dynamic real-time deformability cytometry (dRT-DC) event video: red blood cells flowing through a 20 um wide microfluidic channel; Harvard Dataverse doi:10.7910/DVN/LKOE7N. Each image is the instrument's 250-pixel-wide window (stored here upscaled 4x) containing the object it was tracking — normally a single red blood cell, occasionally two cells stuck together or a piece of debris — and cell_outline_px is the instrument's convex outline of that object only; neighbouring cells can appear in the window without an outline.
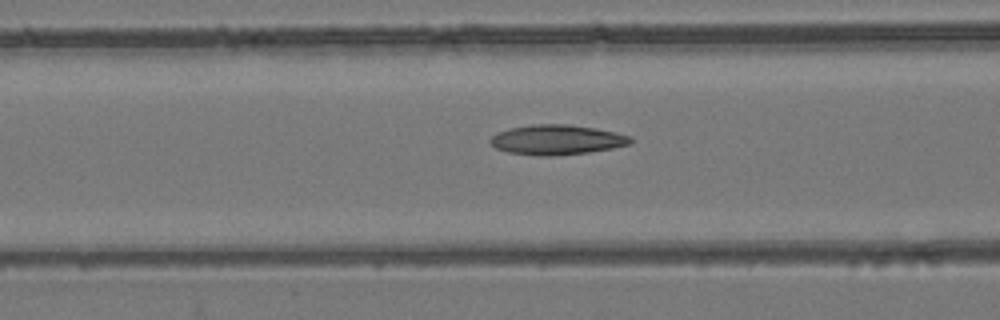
{"species": "common noctule bat (a hibernating species)", "species_latin": "Nyctalus noctula", "temperature_condition": "room temperature", "stored_images_in_passage": 35, "camera_frame_rate_fps": 3000, "um_per_image_px": 0.085, "animal": {"sex": "female", "body_mass_g": 24.6, "forearm_length_mm": 56.2}, "frame": {"image": 1, "passage_image": 11, "time_ms": 3.333, "image_size_px": [1000, 320], "cell_outline_px": [[632, 140], [628, 144], [612, 148], [588, 152], [552, 156], [540, 156], [508, 152], [496, 148], [488, 140], [496, 132], [508, 128], [532, 124], [568, 124], [596, 128], [616, 132], [632, 136]], "centroid_in_image_um": [47.3, 11.87], "position_along_channel_um": 119.3, "area_um2": 24.51}}
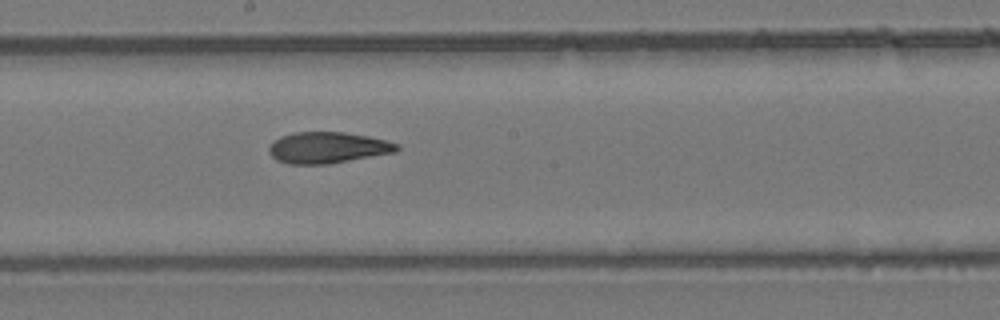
{"frame": {"image": 2, "passage_image": 19, "time_ms": 6.0, "image_size_px": [1000, 320], "cell_outline_px": [[400, 148], [396, 152], [328, 164], [288, 164], [276, 160], [268, 152], [268, 148], [280, 136], [296, 132], [344, 132], [368, 136], [388, 140], [400, 144]], "centroid_in_image_um": [27.88, 12.55], "position_along_channel_um": 220.3, "area_um2": 23.35}}
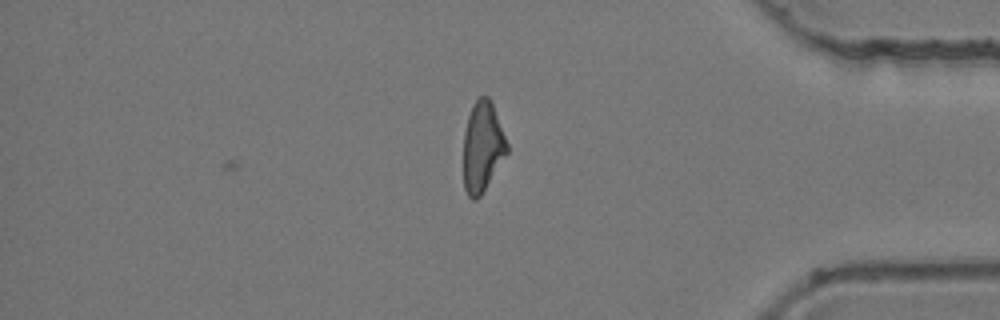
{"frame": {"image": 3, "passage_image": 35, "time_ms": 11.333, "image_size_px": [1000, 320], "cell_outline_px": [[508, 152], [480, 196], [476, 200], [472, 200], [468, 196], [464, 188], [464, 132], [468, 116], [472, 104], [480, 96], [488, 96], [492, 104], [508, 144]], "centroid_in_image_um": [41.0, 12.49], "position_along_channel_um": 394.2, "area_um2": 22.66}, "authors_computed_cell_mechanics": {"area_um2": 23.4668, "velocity_mm_per_s": 3.7949, "shape_relaxation_time_tau1_ms": null, "shape_relaxation_time_tau2_ms": 4.0412, "deformation_change_tau1": null, "deformation_change_tau2": 0.1314}}